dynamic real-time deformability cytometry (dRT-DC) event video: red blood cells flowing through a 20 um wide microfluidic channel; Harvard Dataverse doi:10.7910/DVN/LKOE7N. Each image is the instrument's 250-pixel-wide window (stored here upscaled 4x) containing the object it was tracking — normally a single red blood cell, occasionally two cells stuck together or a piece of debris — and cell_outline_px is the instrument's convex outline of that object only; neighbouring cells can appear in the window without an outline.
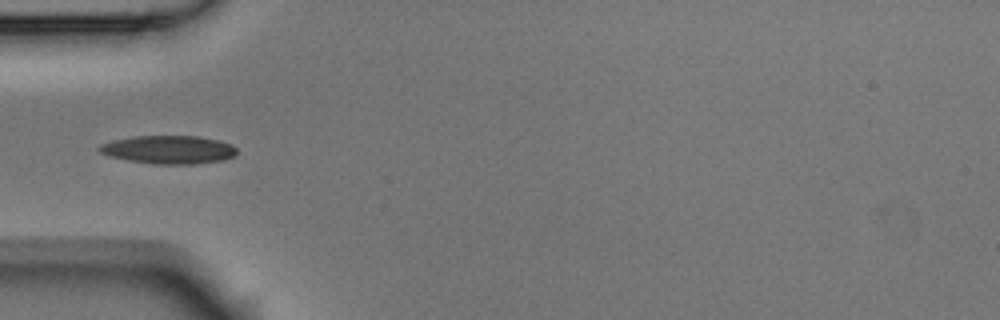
{"species": "Egyptian fruit bat (a non-hibernating species)", "species_latin": "Rousettus aegyptiacus", "temperature_condition": "room temperature", "stored_images_in_passage": 4, "camera_frame_rate_fps": 3000, "um_per_image_px": 0.085, "animal": {"sex": "male"}, "frame": {"image": 1, "passage_image": 4, "time_ms": 1.0, "image_size_px": [1000, 320], "cell_outline_px": [[236, 152], [232, 156], [224, 160], [192, 164], [152, 164], [128, 160], [108, 156], [100, 152], [96, 148], [100, 144], [132, 136], [196, 136], [220, 140], [232, 144], [236, 148]], "centroid_in_image_um": [14.32, 12.72], "position_along_channel_um": 70.7, "area_um2": 22.66}}